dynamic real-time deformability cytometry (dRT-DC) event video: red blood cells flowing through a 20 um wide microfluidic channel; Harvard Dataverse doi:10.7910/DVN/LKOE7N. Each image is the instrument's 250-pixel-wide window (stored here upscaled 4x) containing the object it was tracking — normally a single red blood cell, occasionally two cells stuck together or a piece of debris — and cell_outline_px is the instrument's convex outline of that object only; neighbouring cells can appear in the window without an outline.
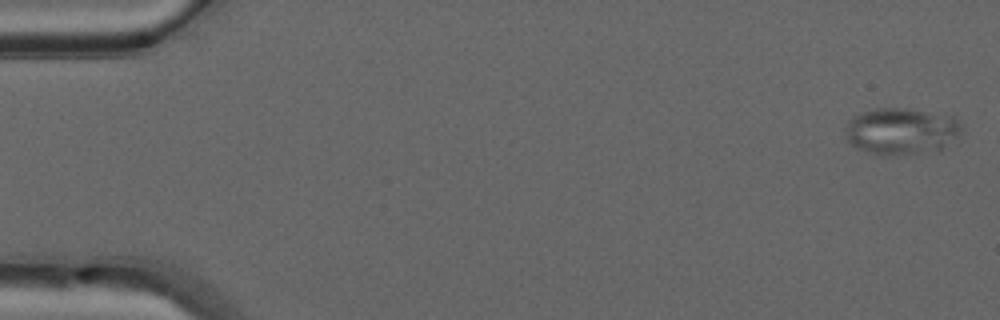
{"species": "common noctule bat (a hibernating species)", "species_latin": "Nyctalus noctula", "temperature_condition": "warm", "stored_images_in_passage": 49, "camera_frame_rate_fps": 3000, "um_per_image_px": 0.085, "animal": {"sex": "male", "forearm_length_mm": 52.5}, "frame": {"image": 1, "passage_image": 1, "time_ms": 0.0, "image_size_px": [1000, 320], "cell_outline_px": [[964, 132], [940, 152], [888, 156], [884, 156], [856, 148], [844, 140], [844, 128], [848, 120], [852, 116], [860, 112], [876, 108], [904, 108], [952, 116], [964, 124]], "centroid_in_image_um": [76.63, 11.17], "position_along_channel_um": 8.4, "area_um2": 32.83}}
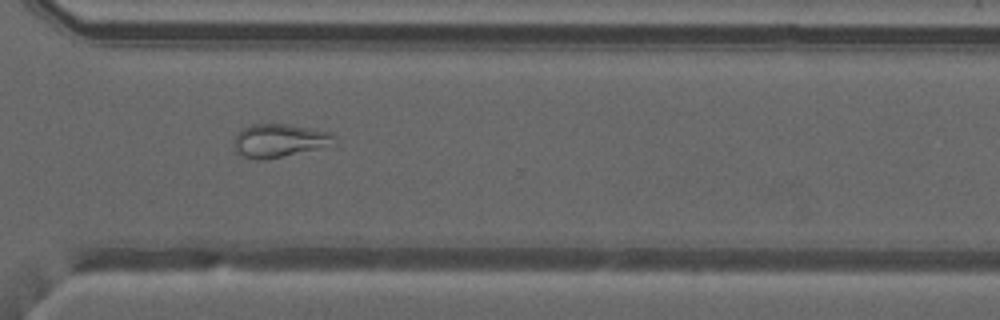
{"frame": {"image": 2, "passage_image": 36, "time_ms": 11.667, "image_size_px": [1000, 320], "cell_outline_px": [[336, 144], [280, 156], [260, 160], [256, 160], [244, 156], [236, 152], [232, 144], [236, 132], [252, 124], [288, 124], [332, 132], [336, 136]], "centroid_in_image_um": [23.73, 11.93], "position_along_channel_um": 346.9, "area_um2": 19.42}}
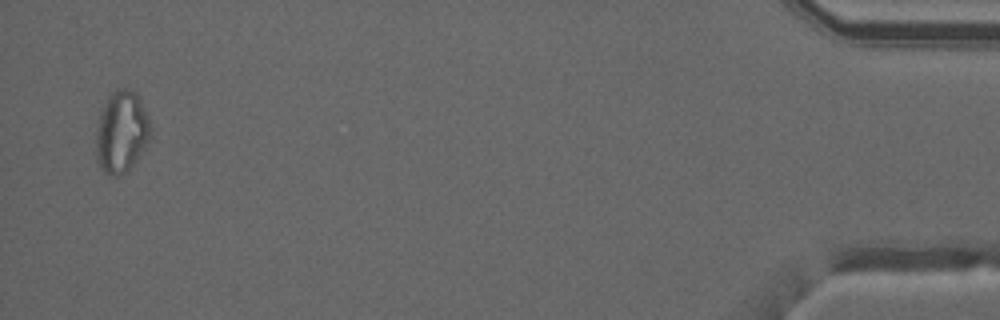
{"frame": {"image": 3, "passage_image": 48, "time_ms": 15.667, "image_size_px": [1000, 320], "cell_outline_px": [[152, 136], [128, 172], [116, 176], [112, 176], [104, 172], [96, 160], [96, 128], [100, 116], [108, 96], [116, 88], [128, 88], [136, 92], [148, 116], [152, 132]], "centroid_in_image_um": [10.34, 11.22], "position_along_channel_um": 424.9, "area_um2": 26.13}, "authors_computed_cell_mechanics": {"area_um2": 23.3512, "velocity_mm_per_s": 4.1393, "shape_relaxation_time_tau1_ms": null, "shape_relaxation_time_tau2_ms": 2.5455, "deformation_change_tau1": null, "deformation_change_tau2": 0.0929}}